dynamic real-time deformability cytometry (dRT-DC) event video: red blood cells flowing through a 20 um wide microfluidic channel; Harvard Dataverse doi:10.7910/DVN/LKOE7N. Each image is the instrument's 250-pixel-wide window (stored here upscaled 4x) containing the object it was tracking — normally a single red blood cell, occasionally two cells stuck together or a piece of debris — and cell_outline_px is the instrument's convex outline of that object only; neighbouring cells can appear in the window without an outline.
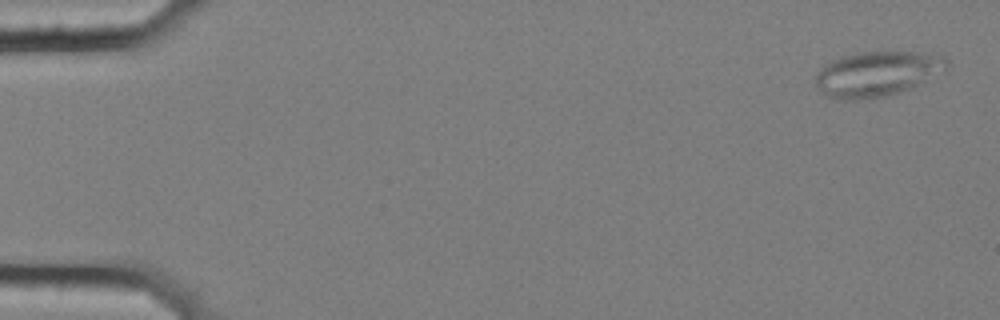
{"species": "common noctule bat (a hibernating species)", "species_latin": "Nyctalus noctula", "temperature_condition": "cold", "stored_images_in_passage": 36, "segment_of_instrument_passage": [1, 2], "camera_frame_rate_fps": 3000, "um_per_image_px": 0.085, "animal": {"sex": "female", "body_mass_g": 25.1}, "frame": {"image": 1, "passage_image": 2, "time_ms": 0.333, "image_size_px": [1000, 320], "cell_outline_px": [[948, 64], [944, 68], [908, 88], [884, 96], [856, 100], [844, 100], [824, 96], [816, 84], [816, 76], [824, 64], [840, 56], [860, 52], [920, 52], [944, 56], [948, 60]], "centroid_in_image_um": [74.45, 6.26], "position_along_channel_um": 10.5, "area_um2": 33.64}}